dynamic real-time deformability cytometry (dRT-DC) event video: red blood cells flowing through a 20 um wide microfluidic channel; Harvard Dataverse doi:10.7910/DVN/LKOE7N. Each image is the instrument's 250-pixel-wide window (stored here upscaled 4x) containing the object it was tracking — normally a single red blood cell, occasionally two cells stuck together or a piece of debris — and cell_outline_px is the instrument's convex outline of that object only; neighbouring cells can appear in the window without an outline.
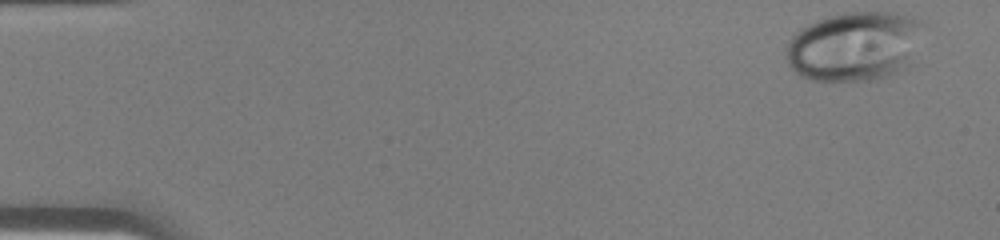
{"species": "human", "species_latin": "Homo sapiens", "temperature_condition": "warm", "stored_images_in_passage": 42, "camera_frame_rate_fps": 3000, "um_per_image_px": 0.085, "donor": {"sex": "male"}, "frame": {"image": 1, "passage_image": 1, "time_ms": 0.0, "image_size_px": [1000, 240], "cell_outline_px": [[928, 24], [908, 68], [888, 76], [876, 80], [808, 80], [800, 76], [788, 64], [788, 40], [800, 28], [808, 24], [828, 16], [844, 12], [896, 12], [912, 16], [924, 20]], "centroid_in_image_um": [72.72, 3.91], "position_along_channel_um": 12.3, "area_um2": 56.41}}
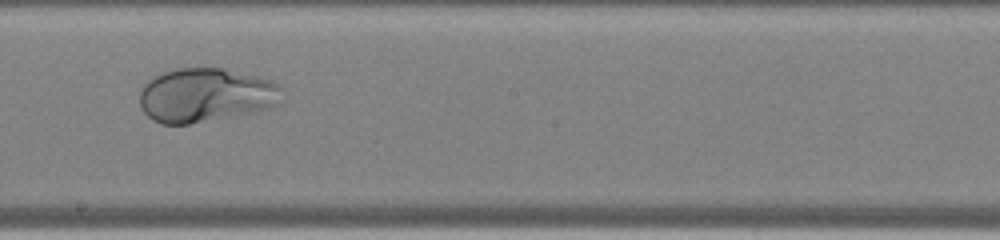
{"frame": {"image": 2, "passage_image": 24, "time_ms": 7.667, "image_size_px": [1000, 240], "cell_outline_px": [[284, 88], [276, 104], [272, 108], [252, 112], [188, 124], [160, 124], [152, 120], [144, 112], [140, 104], [140, 88], [148, 80], [160, 72], [176, 68], [220, 68], [260, 76], [272, 80], [280, 84]], "centroid_in_image_um": [17.48, 8.07], "position_along_channel_um": 230.7, "area_um2": 45.08}}
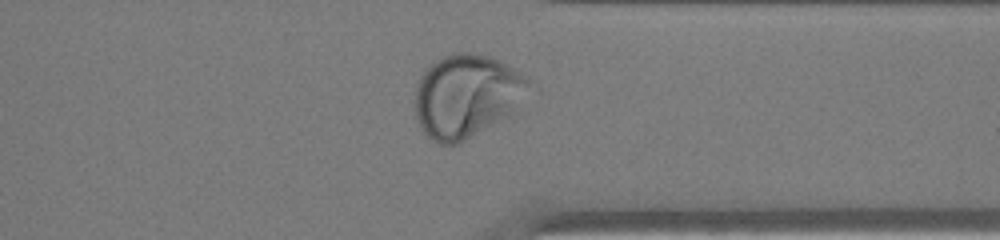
{"frame": {"image": 3, "passage_image": 33, "time_ms": 10.667, "image_size_px": [1000, 240], "cell_outline_px": [[528, 80], [512, 116], [460, 144], [440, 144], [432, 140], [420, 128], [416, 120], [416, 84], [424, 68], [428, 64], [452, 52], [468, 52], [488, 56], [508, 64], [524, 76]], "centroid_in_image_um": [39.59, 8.17], "position_along_channel_um": 371.8, "area_um2": 55.2}}